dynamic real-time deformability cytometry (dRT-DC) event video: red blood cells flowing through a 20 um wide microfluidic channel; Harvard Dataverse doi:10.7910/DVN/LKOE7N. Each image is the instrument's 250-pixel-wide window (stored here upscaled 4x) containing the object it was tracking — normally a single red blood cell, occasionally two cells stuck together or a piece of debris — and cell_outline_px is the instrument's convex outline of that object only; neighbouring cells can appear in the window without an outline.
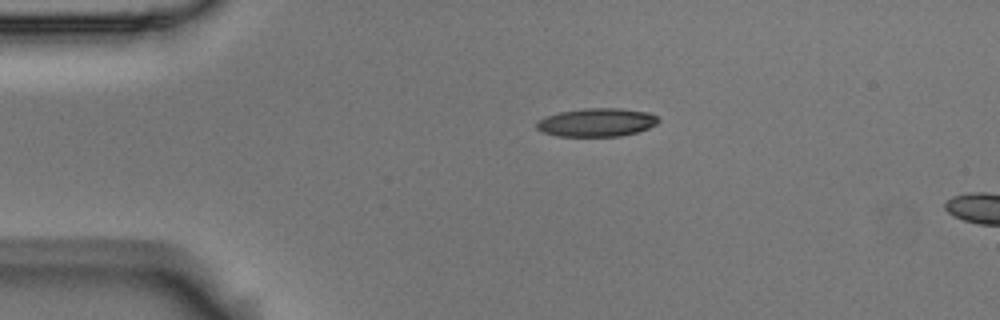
{"species": "Egyptian fruit bat (a non-hibernating species)", "species_latin": "Rousettus aegyptiacus", "temperature_condition": "room temperature", "stored_images_in_passage": 5, "segment_of_instrument_passage": [1, 2], "camera_frame_rate_fps": 3000, "um_per_image_px": 0.085, "animal": {"sex": "male"}, "frame": {"image": 1, "passage_image": 3, "time_ms": 0.667, "image_size_px": [1000, 320], "cell_outline_px": [[660, 120], [656, 124], [648, 128], [636, 132], [620, 136], [556, 136], [544, 132], [536, 128], [536, 120], [544, 116], [560, 112], [584, 108], [620, 108], [648, 112], [656, 116]], "centroid_in_image_um": [50.69, 10.4], "position_along_channel_um": 34.3, "area_um2": 20.17}}